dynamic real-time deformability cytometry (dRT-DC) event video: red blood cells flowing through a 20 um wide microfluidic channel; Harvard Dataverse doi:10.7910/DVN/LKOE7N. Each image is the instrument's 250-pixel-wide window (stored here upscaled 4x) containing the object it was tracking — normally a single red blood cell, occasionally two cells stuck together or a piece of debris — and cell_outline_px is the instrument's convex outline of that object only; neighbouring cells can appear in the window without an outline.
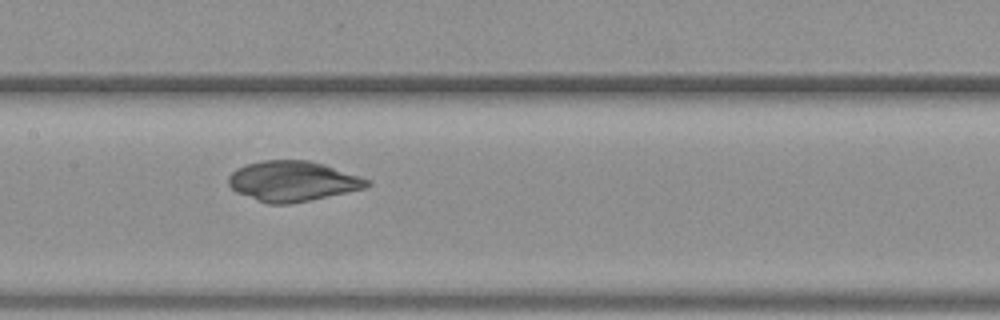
{"species": "common noctule bat (a hibernating species)", "species_latin": "Nyctalus noctula", "temperature_condition": "warm", "stored_images_in_passage": 46, "camera_frame_rate_fps": 3000, "um_per_image_px": 0.085, "animal": {"sex": "female", "body_mass_g": 19.3, "forearm_length_mm": 54.1}, "frame": {"image": 1, "passage_image": 19, "time_ms": 6.0, "image_size_px": [1000, 320], "cell_outline_px": [[372, 184], [364, 188], [308, 200], [288, 204], [268, 204], [256, 200], [236, 192], [228, 184], [228, 176], [236, 168], [244, 164], [260, 160], [308, 160], [324, 164], [372, 180]], "centroid_in_image_um": [24.84, 15.38], "position_along_channel_um": 182.6, "area_um2": 32.48}}
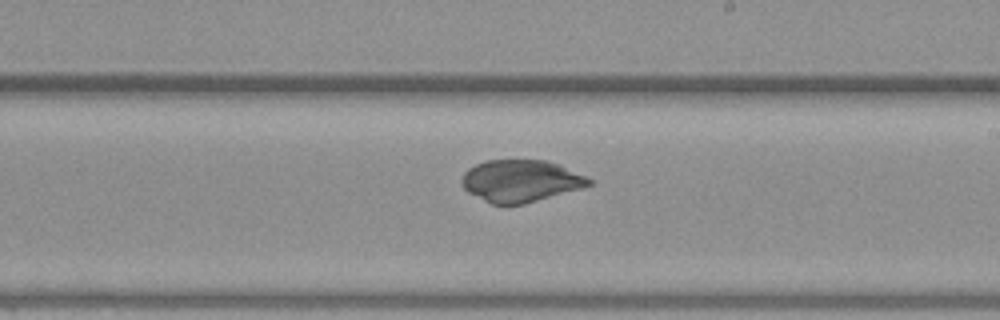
{"frame": {"image": 2, "passage_image": 24, "time_ms": 7.667, "image_size_px": [1000, 320], "cell_outline_px": [[592, 184], [584, 188], [524, 204], [492, 204], [468, 192], [464, 188], [460, 180], [464, 172], [468, 168], [484, 160], [544, 160], [560, 164], [588, 176], [592, 180]], "centroid_in_image_um": [44.29, 15.37], "position_along_channel_um": 244.7, "area_um2": 31.44}}
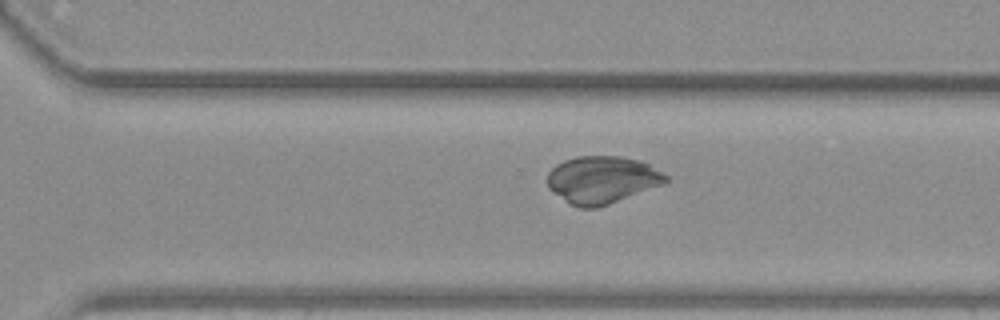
{"frame": {"image": 3, "passage_image": 30, "time_ms": 9.667, "image_size_px": [1000, 320], "cell_outline_px": [[668, 180], [664, 184], [608, 204], [596, 208], [580, 208], [572, 204], [552, 192], [548, 188], [548, 172], [556, 164], [564, 160], [576, 156], [620, 156], [640, 160], [648, 164], [668, 176]], "centroid_in_image_um": [51.17, 15.27], "position_along_channel_um": 319.4, "area_um2": 32.54}}